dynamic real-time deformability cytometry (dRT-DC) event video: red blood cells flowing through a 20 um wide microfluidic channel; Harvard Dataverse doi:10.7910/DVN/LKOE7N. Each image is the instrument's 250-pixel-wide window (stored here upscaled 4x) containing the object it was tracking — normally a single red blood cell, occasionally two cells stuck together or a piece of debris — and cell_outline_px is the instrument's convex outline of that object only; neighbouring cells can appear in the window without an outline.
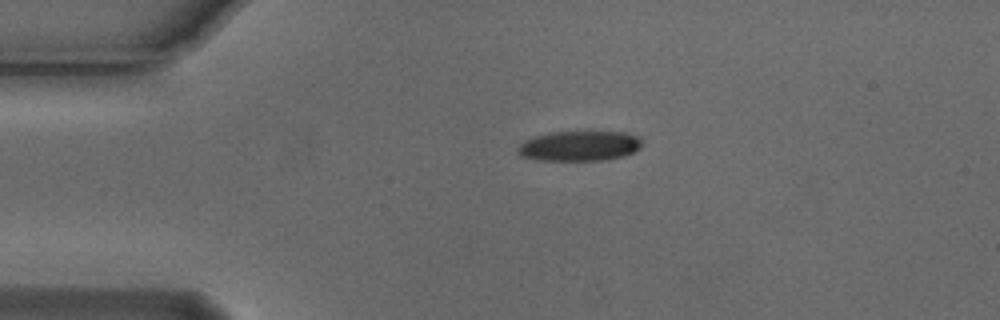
{"species": "Egyptian fruit bat (a non-hibernating species)", "species_latin": "Rousettus aegyptiacus", "temperature_condition": "cold", "stored_images_in_passage": 2, "camera_frame_rate_fps": 3000, "um_per_image_px": 0.085, "animal": {"sex": "male"}, "frame": {"image": 1, "passage_image": 1, "time_ms": 0.0, "image_size_px": [1000, 320], "cell_outline_px": [[644, 144], [640, 148], [624, 156], [604, 160], [536, 160], [520, 156], [516, 152], [516, 148], [524, 140], [532, 136], [548, 132], [624, 132], [640, 136]], "centroid_in_image_um": [49.23, 12.4], "position_along_channel_um": 35.8, "area_um2": 22.14}}